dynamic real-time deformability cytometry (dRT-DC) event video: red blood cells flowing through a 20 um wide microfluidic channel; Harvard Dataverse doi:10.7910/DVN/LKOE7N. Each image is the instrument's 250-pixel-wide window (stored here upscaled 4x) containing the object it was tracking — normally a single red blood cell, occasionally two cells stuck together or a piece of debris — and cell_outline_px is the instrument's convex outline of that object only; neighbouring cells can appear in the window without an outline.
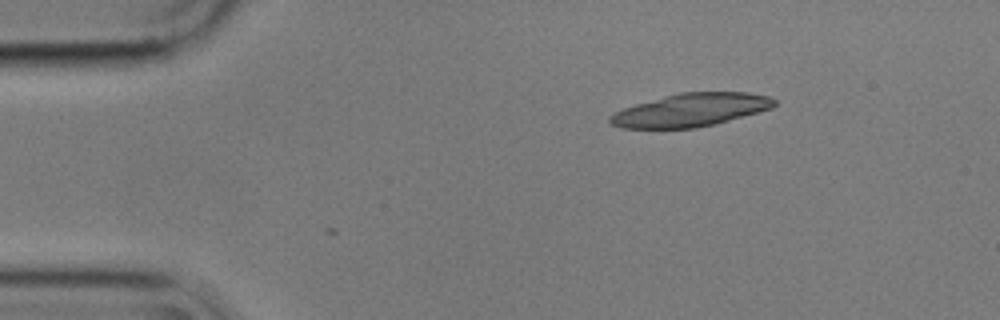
{"species": "common noctule bat (a hibernating species)", "species_latin": "Nyctalus noctula", "temperature_condition": "cold", "stored_images_in_passage": 3, "camera_frame_rate_fps": 3000, "um_per_image_px": 0.085, "animal": {"sex": "male", "body_mass_g": 17.9}, "frame": {"image": 1, "passage_image": 1, "time_ms": 0.0, "image_size_px": [1000, 320], "cell_outline_px": [[776, 104], [772, 108], [716, 124], [696, 128], [620, 128], [608, 124], [608, 116], [612, 112], [636, 104], [680, 92], [748, 92], [768, 96], [776, 100]], "centroid_in_image_um": [58.68, 9.36], "position_along_channel_um": 26.3, "area_um2": 31.79}}